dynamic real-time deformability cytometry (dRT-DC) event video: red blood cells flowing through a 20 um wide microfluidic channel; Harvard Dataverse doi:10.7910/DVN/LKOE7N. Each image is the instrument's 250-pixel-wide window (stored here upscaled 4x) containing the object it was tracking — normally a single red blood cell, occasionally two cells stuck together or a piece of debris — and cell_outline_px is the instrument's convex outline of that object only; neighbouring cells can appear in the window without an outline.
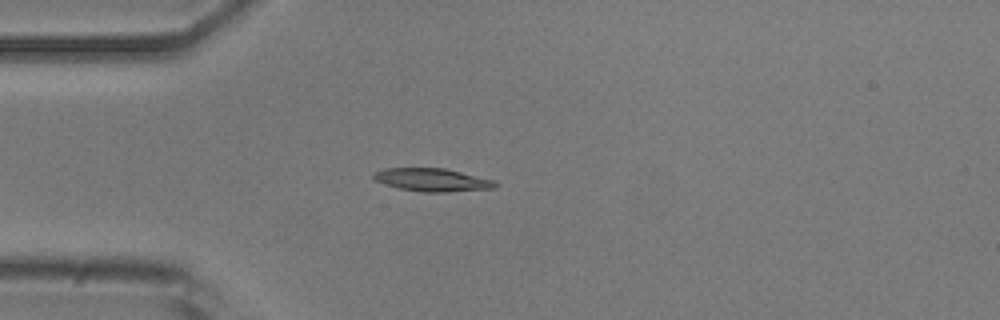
{"species": "common noctule bat (a hibernating species)", "species_latin": "Nyctalus noctula", "temperature_condition": "room temperature", "stored_images_in_passage": 4, "camera_frame_rate_fps": 3000, "um_per_image_px": 0.085, "animal": {"sex": "male", "body_mass_g": 20.5, "forearm_length_mm": 52.5}, "frame": {"image": 1, "passage_image": 4, "time_ms": 1.0, "image_size_px": [1000, 320], "cell_outline_px": [[500, 184], [496, 188], [448, 192], [424, 192], [400, 188], [384, 184], [376, 180], [372, 176], [372, 172], [384, 168], [444, 168], [492, 180]], "centroid_in_image_um": [36.72, 15.29], "position_along_channel_um": 48.3, "area_um2": 16.24}}